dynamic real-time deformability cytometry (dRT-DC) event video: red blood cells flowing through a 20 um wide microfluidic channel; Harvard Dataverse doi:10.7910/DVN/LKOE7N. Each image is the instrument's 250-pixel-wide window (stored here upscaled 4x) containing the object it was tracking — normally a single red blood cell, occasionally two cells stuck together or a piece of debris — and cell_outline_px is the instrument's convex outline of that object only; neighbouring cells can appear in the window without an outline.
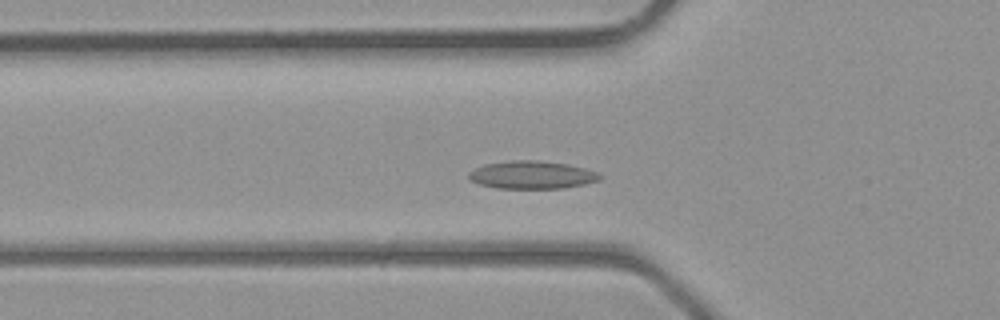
{"species": "common noctule bat (a hibernating species)", "species_latin": "Nyctalus noctula", "temperature_condition": "room temperature", "stored_images_in_passage": 38, "camera_frame_rate_fps": 3000, "um_per_image_px": 0.085, "animal": {"sex": "male", "body_mass_g": 23.1, "forearm_length_mm": 52.7}, "frame": {"image": 1, "passage_image": 10, "time_ms": 3.0, "image_size_px": [1000, 320], "cell_outline_px": [[604, 176], [600, 180], [584, 184], [564, 188], [496, 188], [480, 184], [468, 180], [468, 172], [484, 164], [512, 160], [536, 160], [568, 164], [600, 172]], "centroid_in_image_um": [45.23, 14.86], "position_along_channel_um": 80.6, "area_um2": 21.44}}
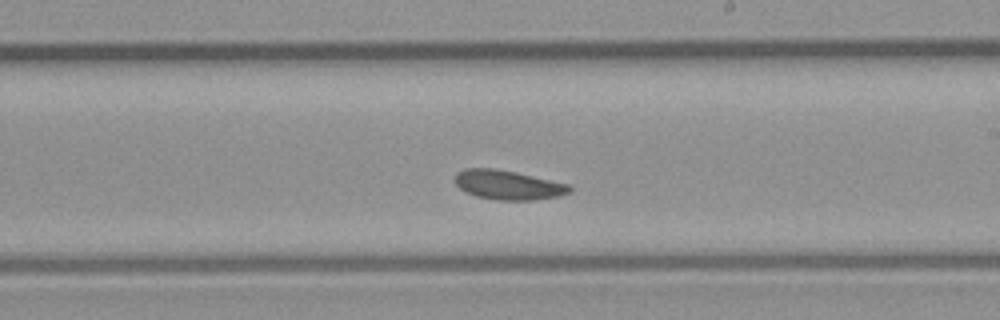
{"frame": {"image": 2, "passage_image": 20, "time_ms": 6.333, "image_size_px": [1000, 320], "cell_outline_px": [[572, 192], [560, 196], [536, 200], [496, 200], [476, 196], [460, 188], [456, 184], [456, 172], [464, 168], [496, 168], [516, 172], [568, 184], [572, 188]], "centroid_in_image_um": [43.21, 15.72], "position_along_channel_um": 245.8, "area_um2": 19.65}}
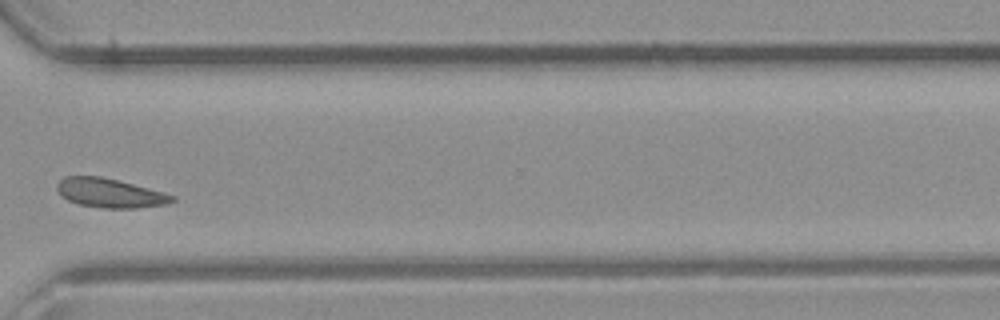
{"frame": {"image": 3, "passage_image": 27, "time_ms": 8.667, "image_size_px": [1000, 320], "cell_outline_px": [[176, 200], [168, 204], [136, 208], [100, 208], [80, 204], [68, 200], [60, 196], [56, 188], [56, 184], [64, 176], [100, 176], [164, 192], [176, 196]], "centroid_in_image_um": [9.34, 16.41], "position_along_channel_um": 361.3, "area_um2": 19.59}}